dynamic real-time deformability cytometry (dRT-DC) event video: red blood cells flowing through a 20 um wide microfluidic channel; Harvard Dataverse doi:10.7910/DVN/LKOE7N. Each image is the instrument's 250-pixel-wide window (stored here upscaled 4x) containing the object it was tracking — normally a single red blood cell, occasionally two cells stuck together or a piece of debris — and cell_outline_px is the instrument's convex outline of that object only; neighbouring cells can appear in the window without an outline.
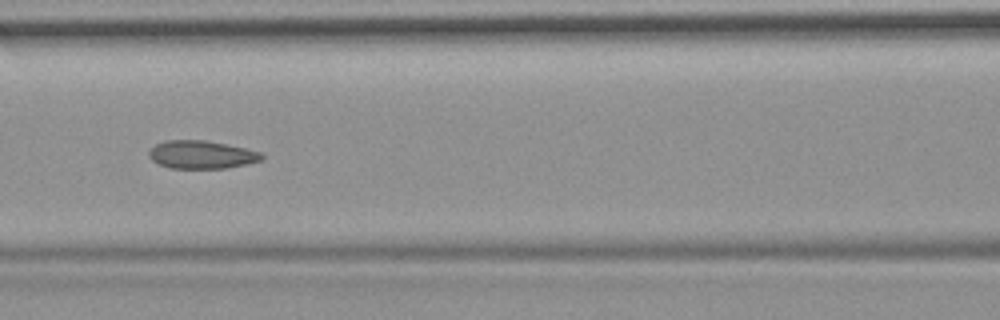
{"species": "common noctule bat (a hibernating species)", "species_latin": "Nyctalus noctula", "temperature_condition": "room temperature", "stored_images_in_passage": 13, "camera_frame_rate_fps": 3000, "um_per_image_px": 0.085, "animal": {"sex": "female", "body_mass_g": 19.9}, "frame": {"image": 1, "passage_image": 10, "time_ms": 3.0, "image_size_px": [1000, 320], "cell_outline_px": [[264, 156], [260, 160], [248, 164], [224, 168], [168, 168], [152, 160], [148, 156], [148, 152], [156, 144], [164, 140], [204, 140], [244, 148], [260, 152]], "centroid_in_image_um": [17.1, 13.14], "position_along_channel_um": 149.5, "area_um2": 18.26}}